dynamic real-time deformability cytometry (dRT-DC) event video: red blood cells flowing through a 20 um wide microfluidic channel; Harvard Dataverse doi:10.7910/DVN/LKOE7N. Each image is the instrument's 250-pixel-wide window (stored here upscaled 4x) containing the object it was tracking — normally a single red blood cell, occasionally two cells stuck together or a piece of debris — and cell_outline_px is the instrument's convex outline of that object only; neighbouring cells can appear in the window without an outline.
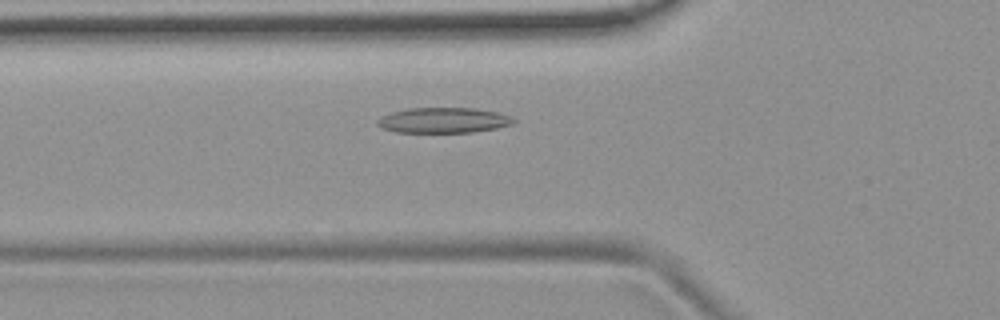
{"species": "common noctule bat (a hibernating species)", "species_latin": "Nyctalus noctula", "temperature_condition": "room temperature", "stored_images_in_passage": 5, "camera_frame_rate_fps": 3000, "um_per_image_px": 0.085, "animal": {"sex": "female", "body_mass_g": 19.9}, "frame": {"image": 1, "passage_image": 5, "time_ms": 5.333, "image_size_px": [1000, 320], "cell_outline_px": [[516, 124], [496, 128], [472, 132], [396, 132], [380, 128], [376, 124], [376, 120], [380, 116], [392, 112], [408, 108], [472, 108], [496, 112], [512, 116], [516, 120]], "centroid_in_image_um": [37.68, 10.22], "position_along_channel_um": 88.1, "area_um2": 20.29}}